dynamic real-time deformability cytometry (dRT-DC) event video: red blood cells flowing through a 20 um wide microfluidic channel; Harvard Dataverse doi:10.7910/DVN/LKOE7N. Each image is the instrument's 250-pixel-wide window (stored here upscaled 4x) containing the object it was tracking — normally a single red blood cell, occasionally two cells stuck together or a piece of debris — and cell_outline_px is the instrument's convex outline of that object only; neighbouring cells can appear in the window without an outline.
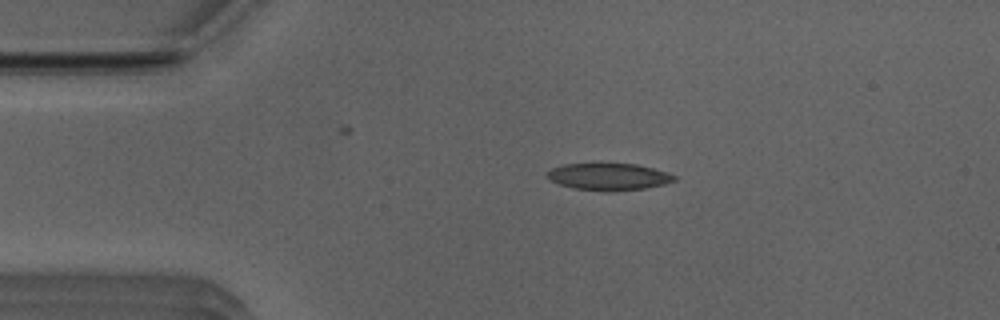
{"species": "Egyptian fruit bat (a non-hibernating species)", "species_latin": "Rousettus aegyptiacus", "temperature_condition": "room temperature", "stored_images_in_passage": 42, "camera_frame_rate_fps": 3000, "um_per_image_px": 0.085, "animal": {"sex": "male"}, "frame": {"image": 1, "passage_image": 1, "time_ms": 0.0, "image_size_px": [1000, 320], "cell_outline_px": [[676, 180], [664, 184], [644, 188], [572, 188], [560, 184], [552, 180], [548, 176], [548, 172], [552, 168], [564, 164], [636, 164], [668, 172], [676, 176]], "centroid_in_image_um": [51.77, 14.97], "position_along_channel_um": 33.2, "area_um2": 18.73}}
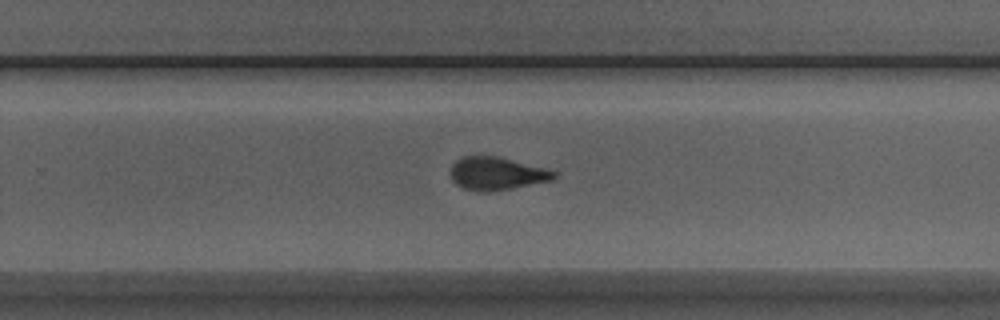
{"frame": {"image": 2, "passage_image": 23, "time_ms": 7.333, "image_size_px": [1000, 320], "cell_outline_px": [[556, 176], [552, 180], [508, 188], [484, 192], [480, 192], [464, 188], [456, 184], [452, 180], [452, 164], [456, 160], [464, 156], [496, 156], [548, 168], [556, 172]], "centroid_in_image_um": [42.22, 14.73], "position_along_channel_um": 287.6, "area_um2": 19.54}}
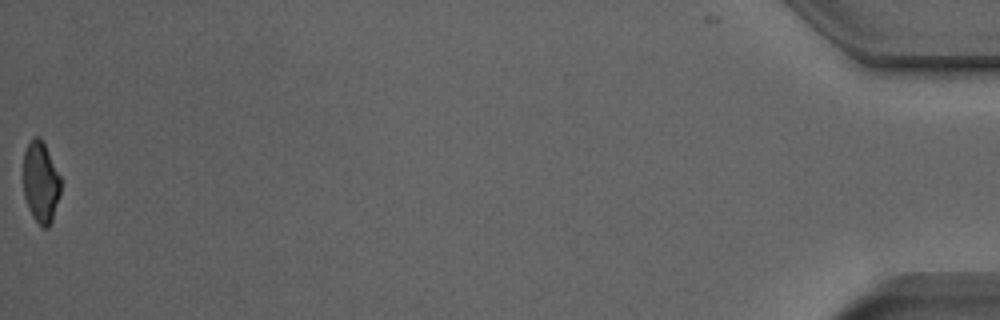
{"frame": {"image": 3, "passage_image": 42, "time_ms": 13.667, "image_size_px": [1000, 320], "cell_outline_px": [[60, 192], [52, 220], [48, 228], [44, 228], [32, 216], [28, 208], [24, 196], [24, 152], [32, 136], [40, 136], [60, 176]], "centroid_in_image_um": [3.45, 15.48], "position_along_channel_um": 431.8, "area_um2": 17.46}, "authors_computed_cell_mechanics": {"area_um2": 19.7098, "velocity_mm_per_s": 3.9834, "shape_relaxation_time_tau1_ms": 6.4115, "shape_relaxation_time_tau2_ms": 1.9536, "deformation_change_tau1": 0.1836, "deformation_change_tau2": 0.1001}}